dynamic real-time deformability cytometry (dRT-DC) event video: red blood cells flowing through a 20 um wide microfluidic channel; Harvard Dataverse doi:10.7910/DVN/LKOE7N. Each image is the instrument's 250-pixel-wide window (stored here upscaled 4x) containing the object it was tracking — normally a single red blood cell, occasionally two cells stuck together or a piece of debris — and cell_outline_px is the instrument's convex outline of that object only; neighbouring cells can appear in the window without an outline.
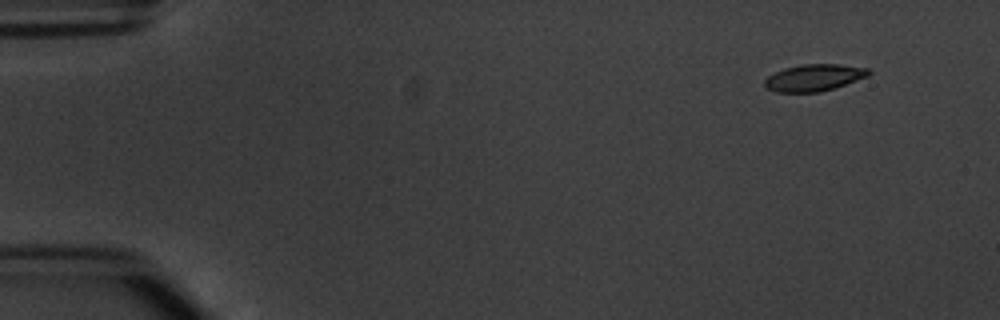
{"species": "common noctule bat (a hibernating species)", "species_latin": "Nyctalus noctula", "temperature_condition": "warm", "stored_images_in_passage": 7, "camera_frame_rate_fps": 3000, "um_per_image_px": 0.085, "animal": {"sex": "male", "body_mass_g": 20.1, "forearm_length_mm": 53.5}, "frame": {"image": 1, "passage_image": 2, "time_ms": 1.0, "image_size_px": [1000, 320], "cell_outline_px": [[872, 72], [868, 76], [820, 92], [776, 92], [764, 88], [764, 80], [768, 76], [784, 68], [800, 64], [840, 64], [868, 68]], "centroid_in_image_um": [69.16, 6.59], "position_along_channel_um": 15.8, "area_um2": 16.24}}
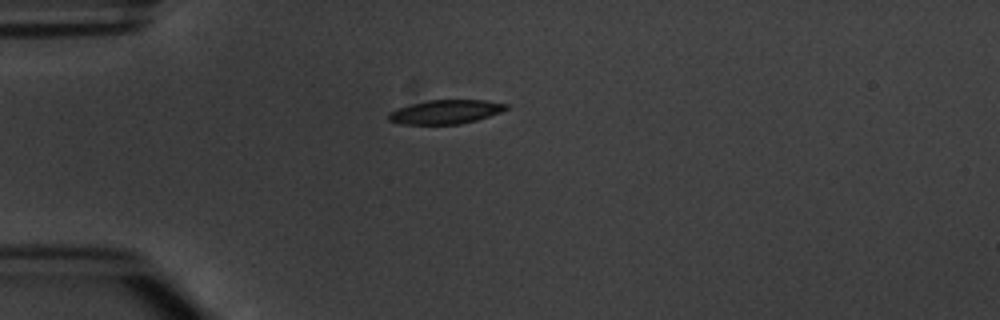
{"frame": {"image": 2, "passage_image": 4, "time_ms": 4.333, "image_size_px": [1000, 320], "cell_outline_px": [[508, 108], [500, 112], [476, 120], [460, 124], [400, 124], [388, 120], [388, 112], [396, 108], [428, 100], [488, 100], [508, 104]], "centroid_in_image_um": [37.85, 9.5], "position_along_channel_um": 47.1, "area_um2": 16.42}}